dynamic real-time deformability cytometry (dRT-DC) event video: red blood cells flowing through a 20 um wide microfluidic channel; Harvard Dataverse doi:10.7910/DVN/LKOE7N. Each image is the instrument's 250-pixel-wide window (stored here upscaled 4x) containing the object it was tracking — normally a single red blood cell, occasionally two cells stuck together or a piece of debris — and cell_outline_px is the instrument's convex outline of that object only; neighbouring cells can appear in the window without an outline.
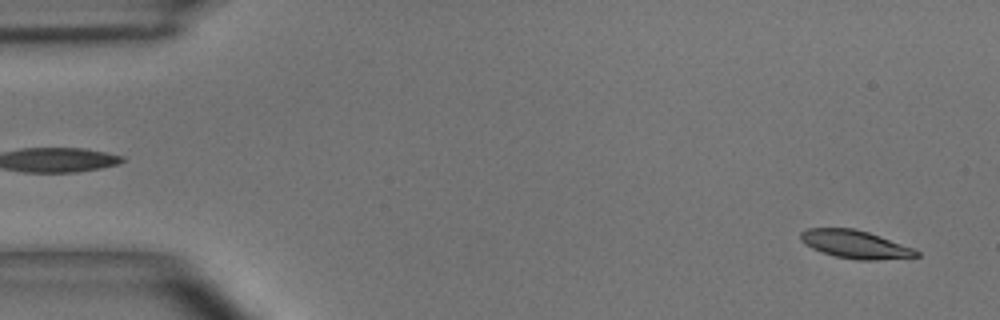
{"species": "common noctule bat (a hibernating species)", "species_latin": "Nyctalus noctula", "temperature_condition": "room temperature", "stored_images_in_passage": 44, "camera_frame_rate_fps": 3000, "um_per_image_px": 0.085, "animal": {"sex": "male", "body_mass_g": 15.6}, "frame": {"image": 1, "passage_image": 2, "time_ms": 0.333, "image_size_px": [1000, 320], "cell_outline_px": [[920, 256], [880, 260], [856, 260], [832, 256], [812, 248], [804, 244], [800, 240], [800, 232], [808, 228], [852, 228], [868, 232], [880, 236], [912, 248], [920, 252]], "centroid_in_image_um": [72.66, 20.78], "position_along_channel_um": 12.3, "area_um2": 18.96}}
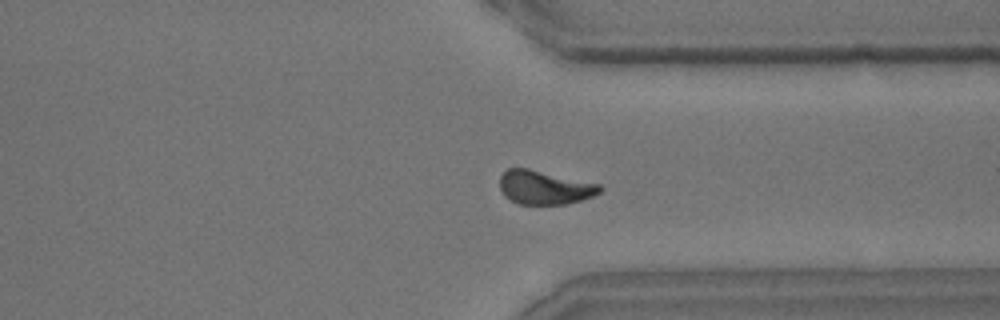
{"frame": {"image": 2, "passage_image": 38, "time_ms": 12.333, "image_size_px": [1000, 320], "cell_outline_px": [[604, 188], [600, 192], [592, 196], [580, 200], [564, 204], [520, 204], [504, 196], [500, 188], [500, 176], [508, 168], [528, 168], [600, 184]], "centroid_in_image_um": [46.28, 15.92], "position_along_channel_um": 365.1, "area_um2": 19.59}}
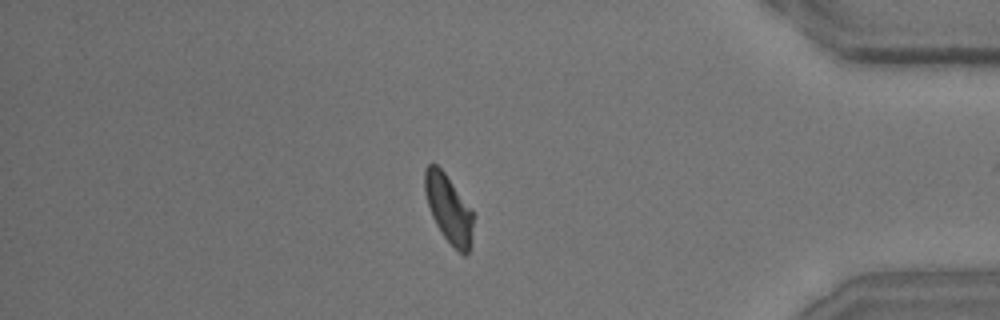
{"frame": {"image": 3, "passage_image": 43, "time_ms": 14.0, "image_size_px": [1000, 320], "cell_outline_px": [[472, 244], [468, 256], [464, 256], [444, 236], [436, 224], [432, 216], [424, 192], [424, 168], [428, 164], [436, 164], [444, 172], [472, 208]], "centroid_in_image_um": [38.14, 17.74], "position_along_channel_um": 397.1, "area_um2": 19.19}, "authors_computed_cell_mechanics": {"area_um2": 19.9121, "velocity_mm_per_s": 3.9054, "shape_relaxation_time_tau1_ms": 3.3188, "shape_relaxation_time_tau2_ms": 4.1925, "deformation_change_tau1": 0.1404, "deformation_change_tau2": 0.1061}}